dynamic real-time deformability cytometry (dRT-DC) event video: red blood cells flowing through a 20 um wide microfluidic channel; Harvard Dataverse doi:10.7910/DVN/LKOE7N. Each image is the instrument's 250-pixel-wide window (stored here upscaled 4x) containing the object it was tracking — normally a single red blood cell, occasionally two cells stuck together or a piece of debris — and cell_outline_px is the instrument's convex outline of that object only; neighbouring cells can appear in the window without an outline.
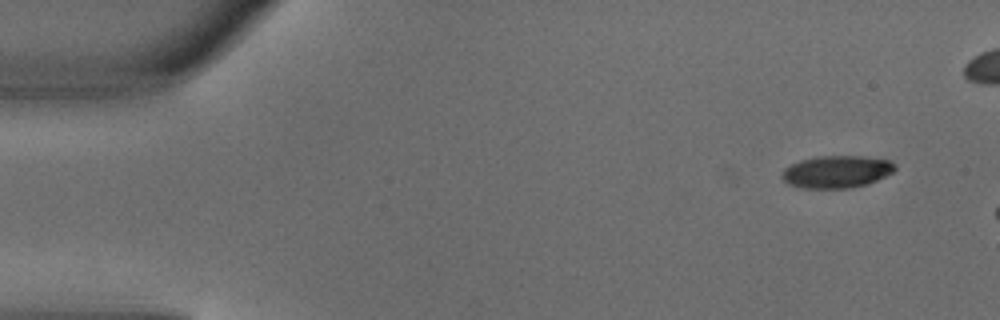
{"species": "common noctule bat (a hibernating species)", "species_latin": "Nyctalus noctula", "temperature_condition": "warm", "stored_images_in_passage": 3, "camera_frame_rate_fps": 3000, "um_per_image_px": 0.085, "animal": {"sex": "male", "body_mass_g": 18.8}, "frame": {"image": 1, "passage_image": 1, "time_ms": 0.0, "image_size_px": [1000, 320], "cell_outline_px": [[896, 168], [892, 172], [868, 184], [852, 188], [800, 188], [788, 184], [780, 176], [784, 168], [800, 160], [816, 156], [860, 156], [888, 160], [896, 164]], "centroid_in_image_um": [71.08, 14.6], "position_along_channel_um": 13.9, "area_um2": 21.33}}